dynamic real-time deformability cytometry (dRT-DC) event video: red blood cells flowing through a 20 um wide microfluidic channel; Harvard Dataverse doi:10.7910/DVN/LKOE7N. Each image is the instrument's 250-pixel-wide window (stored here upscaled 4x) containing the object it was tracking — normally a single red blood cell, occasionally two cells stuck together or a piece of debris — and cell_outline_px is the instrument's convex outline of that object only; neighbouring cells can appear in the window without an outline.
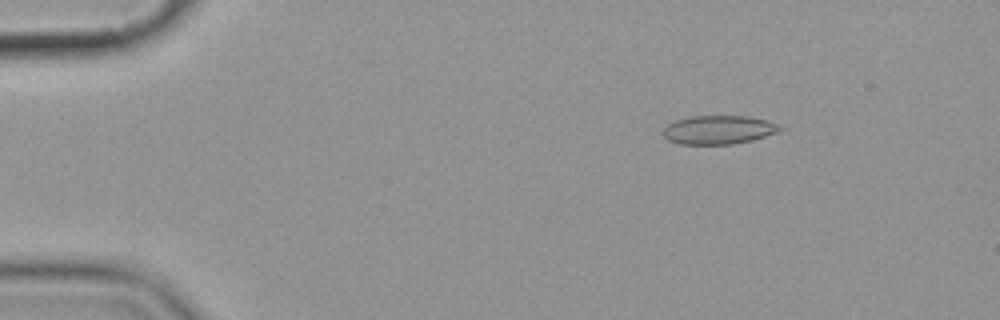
{"species": "common noctule bat (a hibernating species)", "species_latin": "Nyctalus noctula", "temperature_condition": "cold", "stored_images_in_passage": 5, "camera_frame_rate_fps": 3000, "um_per_image_px": 0.085, "animal": {"sex": "female", "body_mass_g": 19.9}, "frame": {"image": 1, "passage_image": 3, "time_ms": 2.333, "image_size_px": [1000, 320], "cell_outline_px": [[784, 128], [780, 132], [752, 140], [732, 144], [680, 144], [668, 140], [664, 136], [664, 128], [668, 124], [676, 120], [692, 116], [748, 116], [764, 120], [776, 124]], "centroid_in_image_um": [61.09, 11.04], "position_along_channel_um": 23.9, "area_um2": 19.42}}